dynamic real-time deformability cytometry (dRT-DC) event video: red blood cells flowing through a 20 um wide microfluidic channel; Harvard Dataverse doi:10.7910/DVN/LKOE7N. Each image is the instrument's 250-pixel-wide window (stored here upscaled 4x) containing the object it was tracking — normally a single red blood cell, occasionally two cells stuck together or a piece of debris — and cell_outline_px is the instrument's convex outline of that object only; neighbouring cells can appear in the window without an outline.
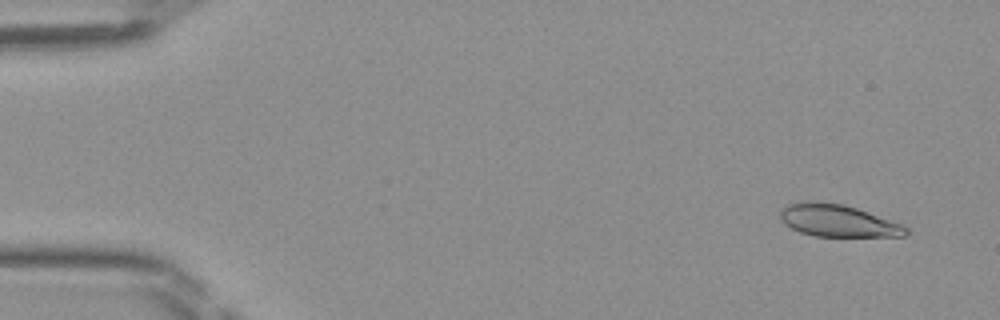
{"species": "Egyptian fruit bat (a non-hibernating species)", "species_latin": "Rousettus aegyptiacus", "temperature_condition": "room temperature", "stored_images_in_passage": 46, "camera_frame_rate_fps": 3000, "um_per_image_px": 0.085, "frame": {"image": 1, "passage_image": 2, "time_ms": 0.333, "image_size_px": [1000, 320], "cell_outline_px": [[908, 236], [816, 236], [800, 232], [784, 224], [780, 220], [780, 212], [788, 204], [804, 200], [844, 204], [904, 224], [908, 228]], "centroid_in_image_um": [71.23, 18.75], "position_along_channel_um": 13.8, "area_um2": 23.64}}
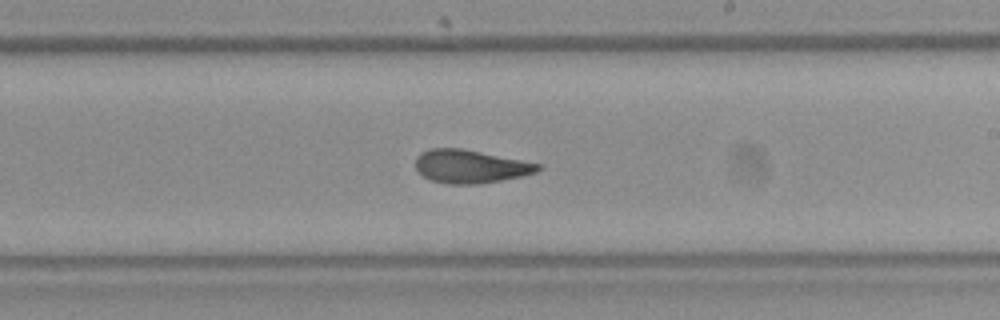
{"frame": {"image": 2, "passage_image": 27, "time_ms": 8.667, "image_size_px": [1000, 320], "cell_outline_px": [[544, 168], [536, 172], [520, 176], [500, 180], [476, 184], [448, 184], [432, 180], [424, 176], [416, 168], [416, 156], [420, 152], [428, 148], [460, 148], [540, 164]], "centroid_in_image_um": [39.95, 14.14], "position_along_channel_um": 249.1, "area_um2": 23.41}}
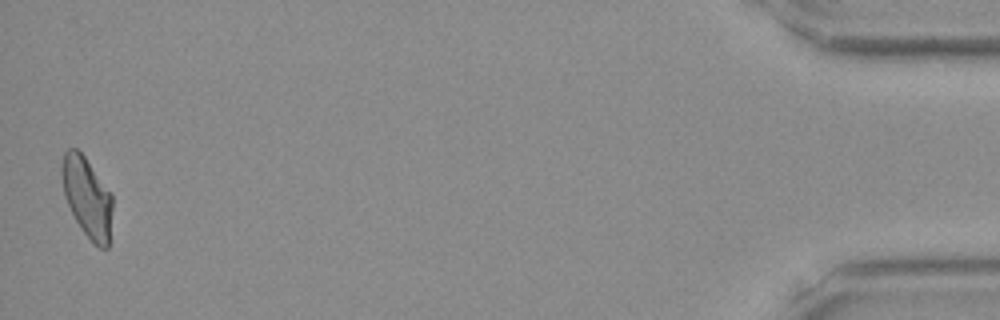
{"frame": {"image": 3, "passage_image": 46, "time_ms": 15.0, "image_size_px": [1000, 320], "cell_outline_px": [[112, 208], [108, 248], [100, 248], [84, 232], [76, 220], [64, 196], [60, 172], [60, 168], [64, 152], [68, 148], [76, 148], [84, 156], [112, 192]], "centroid_in_image_um": [7.39, 16.71], "position_along_channel_um": 427.8, "area_um2": 23.58}}